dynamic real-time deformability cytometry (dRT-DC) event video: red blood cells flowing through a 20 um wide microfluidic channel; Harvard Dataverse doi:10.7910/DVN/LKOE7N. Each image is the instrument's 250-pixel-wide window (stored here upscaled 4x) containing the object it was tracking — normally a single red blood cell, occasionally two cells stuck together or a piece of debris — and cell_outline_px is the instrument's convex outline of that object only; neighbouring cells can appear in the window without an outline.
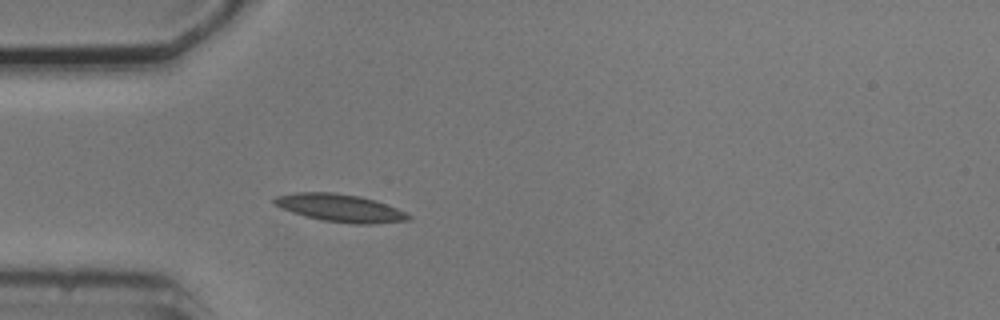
{"species": "common noctule bat (a hibernating species)", "species_latin": "Nyctalus noctula", "temperature_condition": "cold", "stored_images_in_passage": 2, "camera_frame_rate_fps": 3000, "um_per_image_px": 0.085, "animal": {"sex": "male", "body_mass_g": 20.5, "forearm_length_mm": 52.5}, "frame": {"image": 1, "passage_image": 2, "time_ms": 2.333, "image_size_px": [1000, 320], "cell_outline_px": [[412, 220], [372, 224], [352, 224], [324, 220], [304, 216], [280, 208], [272, 204], [272, 200], [276, 196], [296, 192], [332, 192], [360, 196], [376, 200], [396, 208], [412, 216]], "centroid_in_image_um": [28.9, 17.67], "position_along_channel_um": 56.1, "area_um2": 21.79}}